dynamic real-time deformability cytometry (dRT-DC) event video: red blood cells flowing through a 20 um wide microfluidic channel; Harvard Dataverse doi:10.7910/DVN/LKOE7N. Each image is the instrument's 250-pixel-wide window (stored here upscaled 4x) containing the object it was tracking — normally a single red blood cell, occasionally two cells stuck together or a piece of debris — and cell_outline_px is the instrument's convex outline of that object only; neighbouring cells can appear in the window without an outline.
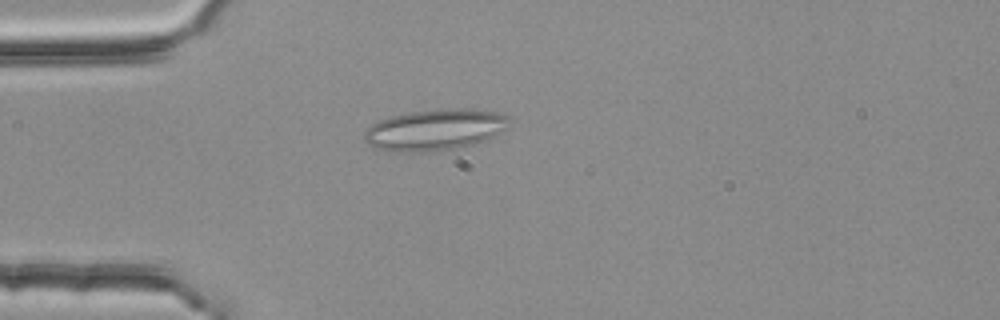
{"species": "common noctule bat (a hibernating species)", "species_latin": "Nyctalus noctula", "temperature_condition": "room temperature", "stored_images_in_passage": 1, "camera_frame_rate_fps": 3000, "um_per_image_px": 0.085, "animal": {"sex": "female", "body_mass_g": 25.1}, "frame": {"image": 1, "passage_image": 1, "time_ms": 0.0, "image_size_px": [1000, 320], "cell_outline_px": [[512, 120], [504, 132], [484, 140], [472, 144], [456, 148], [428, 152], [396, 152], [376, 148], [368, 144], [364, 140], [364, 132], [372, 124], [380, 120], [392, 116], [408, 112], [440, 108], [468, 108], [496, 112], [508, 116]], "centroid_in_image_um": [37.0, 11.02], "position_along_channel_um": 48.0, "area_um2": 35.14}}